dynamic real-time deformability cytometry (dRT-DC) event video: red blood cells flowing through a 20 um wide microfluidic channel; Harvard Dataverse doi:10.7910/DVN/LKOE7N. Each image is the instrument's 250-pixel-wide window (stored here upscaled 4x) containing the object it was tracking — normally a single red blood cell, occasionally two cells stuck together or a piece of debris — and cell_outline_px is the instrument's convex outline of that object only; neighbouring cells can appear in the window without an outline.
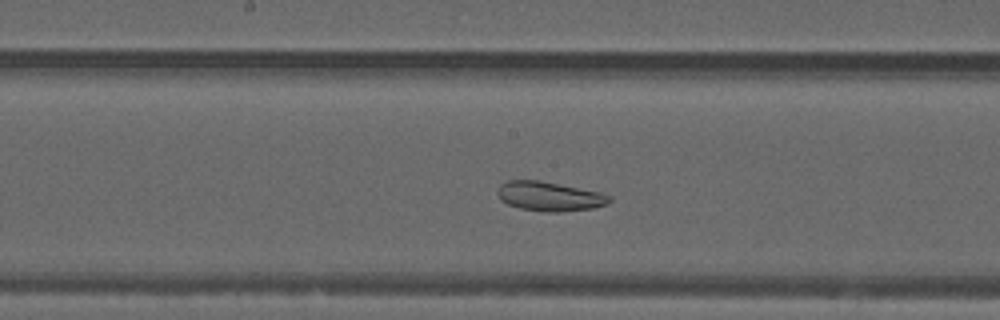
{"species": "common noctule bat (a hibernating species)", "species_latin": "Nyctalus noctula", "temperature_condition": "warm", "stored_images_in_passage": 44, "camera_frame_rate_fps": 3000, "um_per_image_px": 0.085, "animal": {"sex": "male", "forearm_length_mm": 52.5}, "frame": {"image": 1, "passage_image": 19, "time_ms": 6.0, "image_size_px": [1000, 320], "cell_outline_px": [[612, 200], [608, 204], [592, 208], [560, 212], [548, 212], [520, 208], [508, 204], [500, 200], [496, 192], [500, 184], [508, 180], [536, 180], [600, 192], [612, 196]], "centroid_in_image_um": [46.7, 16.69], "position_along_channel_um": 201.5, "area_um2": 19.07}}
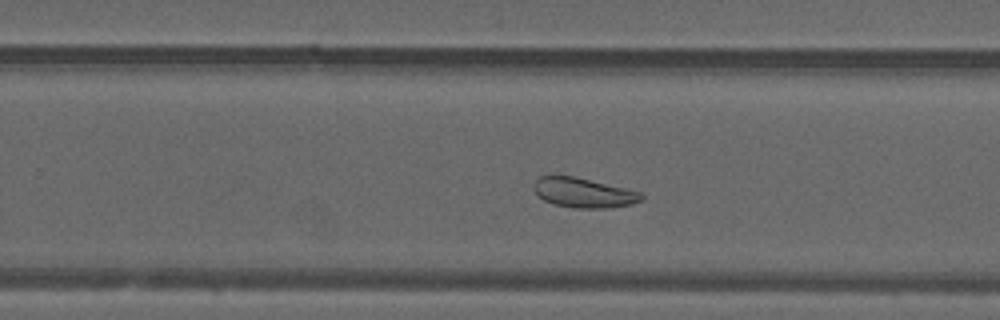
{"frame": {"image": 2, "passage_image": 25, "time_ms": 8.0, "image_size_px": [1000, 320], "cell_outline_px": [[644, 196], [640, 200], [632, 204], [608, 208], [576, 208], [552, 204], [544, 200], [532, 188], [532, 184], [540, 176], [572, 176], [640, 192]], "centroid_in_image_um": [49.56, 16.39], "position_along_channel_um": 280.2, "area_um2": 18.32}}
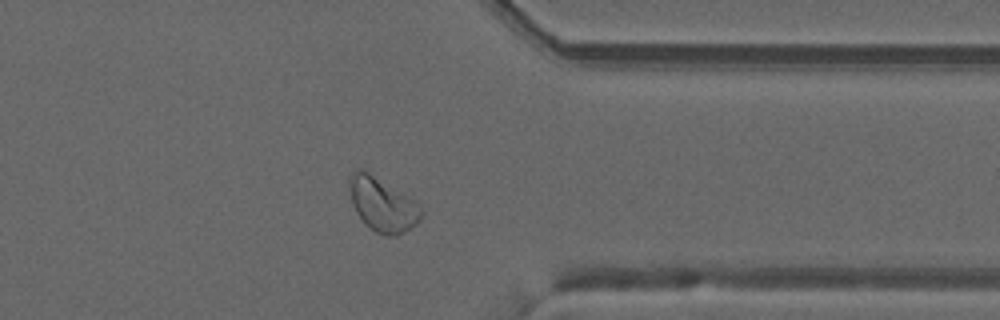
{"frame": {"image": 3, "passage_image": 33, "time_ms": 10.667, "image_size_px": [1000, 320], "cell_outline_px": [[424, 212], [420, 220], [416, 224], [396, 236], [384, 236], [376, 232], [364, 224], [356, 212], [352, 200], [348, 184], [348, 176], [356, 168], [364, 168], [416, 200], [424, 208]], "centroid_in_image_um": [32.52, 17.35], "position_along_channel_um": 378.9, "area_um2": 23.18}, "authors_computed_cell_mechanics": {"area_um2": 23.5535, "velocity_mm_per_s": 3.9585, "shape_relaxation_time_tau1_ms": null, "shape_relaxation_time_tau2_ms": 3.2671, "deformation_change_tau1": null, "deformation_change_tau2": 0.077}}